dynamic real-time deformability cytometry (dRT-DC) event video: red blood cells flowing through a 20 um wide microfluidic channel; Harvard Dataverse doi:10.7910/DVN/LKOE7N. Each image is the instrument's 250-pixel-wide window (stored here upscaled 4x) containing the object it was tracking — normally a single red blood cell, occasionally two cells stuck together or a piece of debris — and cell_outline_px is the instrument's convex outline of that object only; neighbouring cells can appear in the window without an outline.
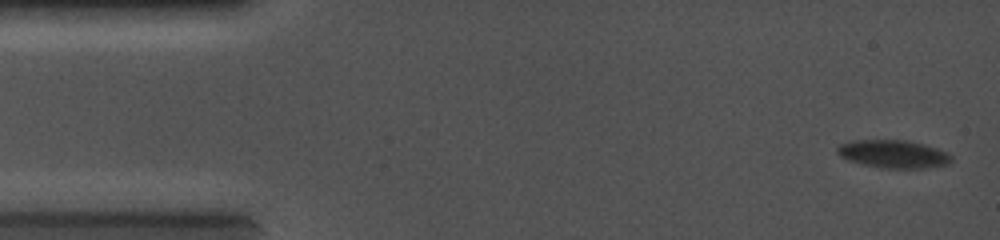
{"species": "common noctule bat (a hibernating species)", "species_latin": "Nyctalus noctula", "temperature_condition": "cold", "stored_images_in_passage": 16, "camera_frame_rate_fps": 5000, "um_per_image_px": 0.085, "animal": {"sex": "female", "body_mass_g": 19.0, "forearm_length_mm": 56.7}, "frame": {"image": 1, "passage_image": 1, "time_ms": 0.0, "image_size_px": [1000, 240], "cell_outline_px": [[952, 160], [948, 164], [924, 168], [880, 168], [848, 160], [840, 156], [836, 152], [836, 148], [840, 144], [852, 140], [908, 140], [924, 144], [948, 152], [952, 156]], "centroid_in_image_um": [75.93, 13.08], "position_along_channel_um": 9.1, "area_um2": 18.67}}
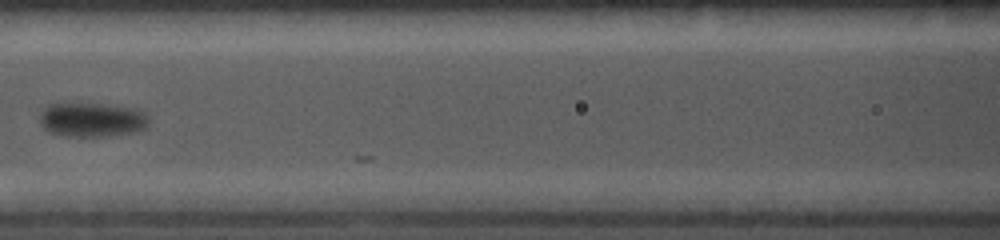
{"frame": {"image": 2, "passage_image": 14, "time_ms": 5.8, "image_size_px": [1000, 240], "cell_outline_px": [[148, 128], [132, 132], [108, 136], [64, 136], [48, 132], [40, 124], [40, 112], [48, 104], [56, 100], [80, 100], [132, 108], [144, 112], [148, 116]], "centroid_in_image_um": [7.72, 10.11], "position_along_channel_um": 158.9, "area_um2": 23.0}}